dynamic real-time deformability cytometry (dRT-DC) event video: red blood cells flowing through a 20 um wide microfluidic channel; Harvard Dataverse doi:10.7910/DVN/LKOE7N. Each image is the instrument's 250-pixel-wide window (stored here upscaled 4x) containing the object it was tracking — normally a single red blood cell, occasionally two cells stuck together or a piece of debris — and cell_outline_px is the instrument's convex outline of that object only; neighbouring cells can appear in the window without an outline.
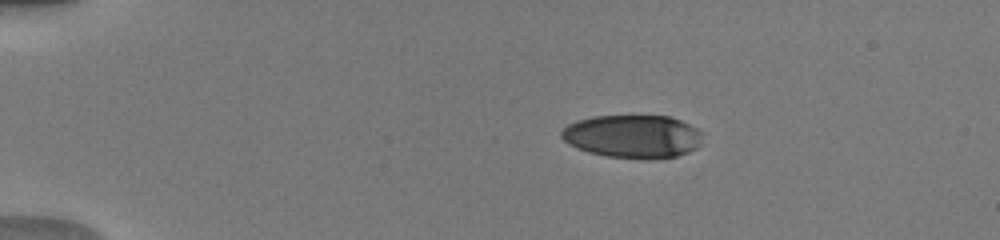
{"species": "human", "species_latin": "Homo sapiens", "temperature_condition": "warm", "stored_images_in_passage": 42, "camera_frame_rate_fps": 3000, "um_per_image_px": 0.085, "donor": {"sex": "male"}, "frame": {"image": 1, "passage_image": 1, "time_ms": 0.0, "image_size_px": [1000, 240], "cell_outline_px": [[704, 132], [700, 144], [696, 148], [688, 152], [676, 156], [648, 160], [640, 160], [608, 156], [588, 152], [576, 148], [568, 144], [560, 136], [560, 132], [568, 124], [576, 120], [592, 116], [672, 116]], "centroid_in_image_um": [53.79, 11.6], "position_along_channel_um": 31.2, "area_um2": 35.95}}
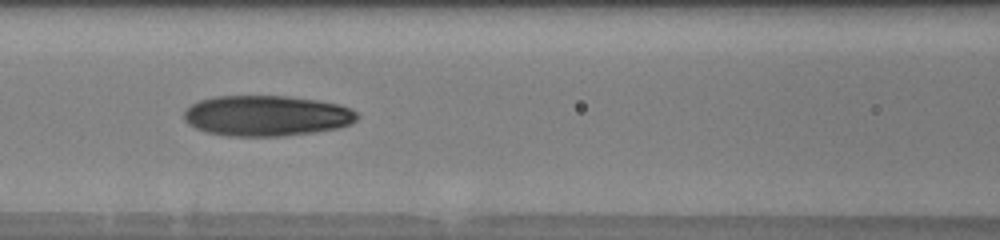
{"frame": {"image": 2, "passage_image": 15, "time_ms": 4.667, "image_size_px": [1000, 240], "cell_outline_px": [[360, 116], [352, 124], [340, 128], [316, 132], [284, 136], [228, 136], [208, 132], [196, 128], [188, 124], [184, 120], [184, 112], [192, 104], [200, 100], [216, 96], [288, 96], [320, 100], [340, 104], [352, 108]], "centroid_in_image_um": [22.72, 9.84], "position_along_channel_um": 143.9, "area_um2": 41.38}}
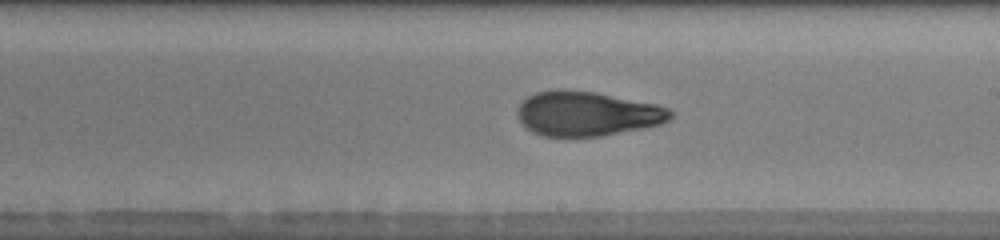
{"frame": {"image": 3, "passage_image": 22, "time_ms": 7.0, "image_size_px": [1000, 240], "cell_outline_px": [[672, 116], [668, 120], [660, 124], [600, 136], [544, 136], [532, 132], [516, 116], [516, 112], [520, 104], [528, 96], [536, 92], [556, 88], [564, 88], [596, 92], [656, 104], [668, 108], [672, 112]], "centroid_in_image_um": [49.86, 9.64], "position_along_channel_um": 239.1, "area_um2": 39.71}, "authors_computed_cell_mechanics": {"area_um2": 38.9861, "velocity_mm_per_s": 4.0852, "shape_relaxation_time_tau1_ms": 6.687, "shape_relaxation_time_tau2_ms": 1.662, "deformation_change_tau1": 0.2491, "deformation_change_tau2": 0.0869}}